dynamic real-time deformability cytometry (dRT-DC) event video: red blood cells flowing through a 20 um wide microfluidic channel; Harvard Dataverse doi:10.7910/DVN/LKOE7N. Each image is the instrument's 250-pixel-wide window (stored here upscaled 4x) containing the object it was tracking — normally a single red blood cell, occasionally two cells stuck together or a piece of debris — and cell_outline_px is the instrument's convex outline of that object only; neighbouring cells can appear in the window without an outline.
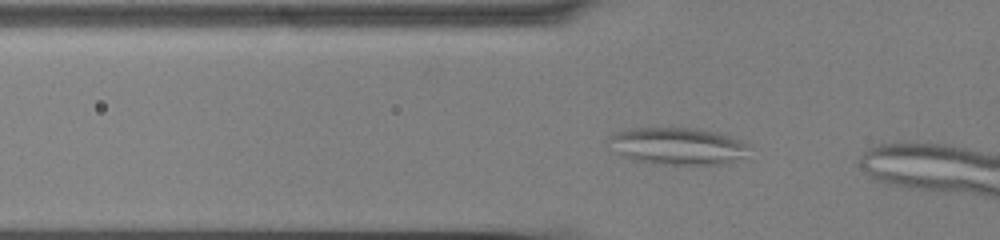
{"species": "common noctule bat (a hibernating species)", "species_latin": "Nyctalus noctula", "temperature_condition": "cold", "stored_images_in_passage": 21, "camera_frame_rate_fps": 3000, "um_per_image_px": 0.085, "animal": {"sex": "male", "body_mass_g": 13.0, "forearm_length_mm": 53.1}, "frame": {"image": 1, "passage_image": 4, "time_ms": 1.0, "image_size_px": [1000, 240], "cell_outline_px": [[752, 148], [740, 156], [724, 164], [656, 164], [636, 160], [620, 156], [604, 140], [608, 136], [616, 132], [632, 128], [696, 128], [720, 132], [740, 140], [748, 144]], "centroid_in_image_um": [57.53, 12.4], "position_along_channel_um": 68.3, "area_um2": 30.46}}